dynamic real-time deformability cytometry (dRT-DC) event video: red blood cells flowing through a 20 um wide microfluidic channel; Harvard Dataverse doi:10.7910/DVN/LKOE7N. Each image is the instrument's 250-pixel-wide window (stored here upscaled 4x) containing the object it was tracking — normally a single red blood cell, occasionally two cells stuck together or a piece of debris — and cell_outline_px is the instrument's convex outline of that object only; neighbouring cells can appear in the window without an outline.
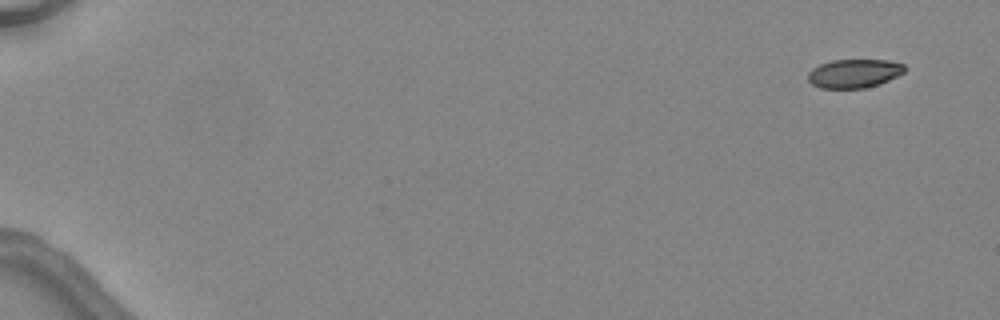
{"species": "common noctule bat (a hibernating species)", "species_latin": "Nyctalus noctula", "temperature_condition": "warm", "stored_images_in_passage": 4, "camera_frame_rate_fps": 3000, "um_per_image_px": 0.085, "animal": {"sex": "female", "body_mass_g": 24.6, "forearm_length_mm": 56.2}, "frame": {"image": 1, "passage_image": 1, "time_ms": 0.0, "image_size_px": [1000, 320], "cell_outline_px": [[904, 72], [880, 84], [864, 88], [820, 88], [812, 84], [808, 80], [808, 72], [812, 68], [820, 64], [832, 60], [888, 60], [904, 64]], "centroid_in_image_um": [72.58, 6.24], "position_along_channel_um": 12.4, "area_um2": 16.13}}
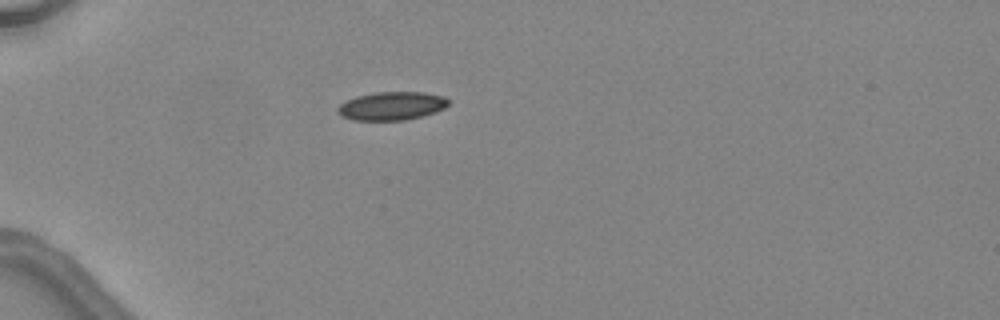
{"frame": {"image": 2, "passage_image": 4, "time_ms": 4.333, "image_size_px": [1000, 320], "cell_outline_px": [[448, 104], [444, 108], [436, 112], [404, 120], [352, 120], [336, 112], [336, 108], [344, 100], [356, 96], [376, 92], [424, 92], [444, 96], [448, 100]], "centroid_in_image_um": [33.26, 8.99], "position_along_channel_um": 51.7, "area_um2": 18.32}}